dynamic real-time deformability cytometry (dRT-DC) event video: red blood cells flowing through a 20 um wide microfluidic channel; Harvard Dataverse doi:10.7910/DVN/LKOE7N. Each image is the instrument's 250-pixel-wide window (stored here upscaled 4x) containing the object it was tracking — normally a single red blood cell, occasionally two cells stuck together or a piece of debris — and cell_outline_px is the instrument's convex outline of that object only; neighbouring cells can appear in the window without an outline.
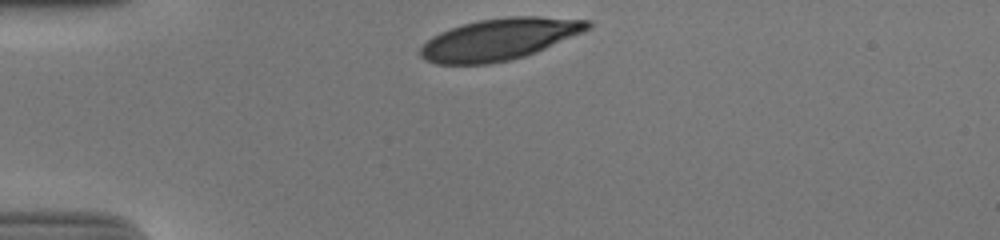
{"species": "human", "species_latin": "Homo sapiens", "temperature_condition": "cold", "stored_images_in_passage": 31, "camera_frame_rate_fps": 3000, "um_per_image_px": 0.085, "donor": {"sex": "male"}, "frame": {"image": 1, "passage_image": 1, "time_ms": 0.0, "image_size_px": [1000, 240], "cell_outline_px": [[592, 28], [536, 52], [524, 56], [508, 60], [488, 64], [436, 64], [424, 60], [420, 56], [420, 48], [432, 36], [440, 32], [464, 24], [480, 20], [508, 16], [540, 16], [592, 20]], "centroid_in_image_um": [42.47, 3.33], "position_along_channel_um": 42.5, "area_um2": 40.52}}
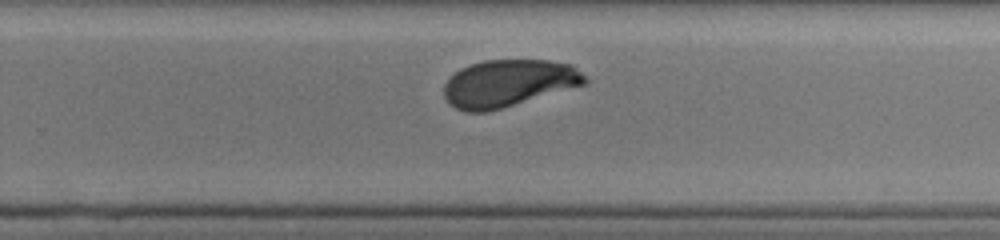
{"frame": {"image": 2, "passage_image": 23, "time_ms": 7.333, "image_size_px": [1000, 240], "cell_outline_px": [[588, 84], [500, 108], [484, 112], [468, 112], [456, 108], [448, 104], [444, 96], [444, 84], [460, 68], [484, 60], [548, 60], [572, 64], [588, 76]], "centroid_in_image_um": [43.26, 7.06], "position_along_channel_um": 286.5, "area_um2": 38.78}}
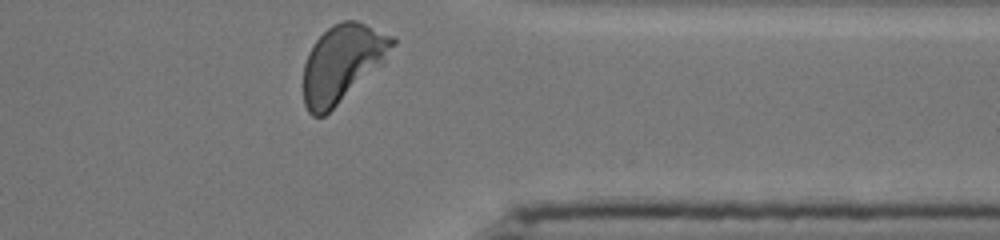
{"frame": {"image": 3, "passage_image": 31, "time_ms": 10.0, "image_size_px": [1000, 240], "cell_outline_px": [[396, 44], [384, 64], [324, 116], [312, 116], [308, 112], [304, 104], [304, 64], [308, 52], [312, 44], [332, 24], [344, 20], [356, 20], [396, 36]], "centroid_in_image_um": [29.14, 5.36], "position_along_channel_um": 382.3, "area_um2": 40.46}, "authors_computed_cell_mechanics": {"area_um2": 40.8646, "velocity_mm_per_s": 3.8043, "shape_relaxation_time_tau1_ms": 2.5181, "shape_relaxation_time_tau2_ms": null, "deformation_change_tau1": 0.1317, "deformation_change_tau2": null}}